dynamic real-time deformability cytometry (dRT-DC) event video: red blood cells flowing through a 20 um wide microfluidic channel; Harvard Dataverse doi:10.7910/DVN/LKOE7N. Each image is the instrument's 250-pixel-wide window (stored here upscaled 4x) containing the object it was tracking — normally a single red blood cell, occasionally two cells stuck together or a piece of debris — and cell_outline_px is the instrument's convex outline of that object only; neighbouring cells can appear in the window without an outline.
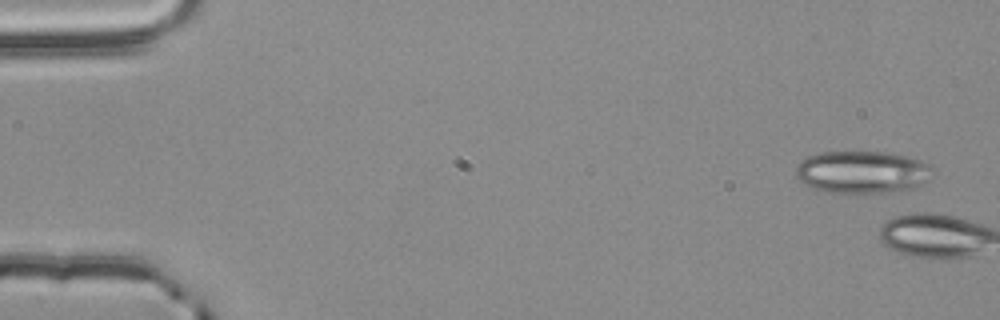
{"species": "common noctule bat (a hibernating species)", "species_latin": "Nyctalus noctula", "temperature_condition": "room temperature", "stored_images_in_passage": 3, "camera_frame_rate_fps": 3000, "um_per_image_px": 0.085, "animal": {"sex": "male", "body_mass_g": 20.4}, "frame": {"image": 1, "passage_image": 1, "time_ms": 0.0, "image_size_px": [1000, 320], "cell_outline_px": [[936, 172], [928, 180], [912, 188], [892, 192], [824, 192], [812, 188], [804, 184], [796, 176], [796, 168], [804, 156], [820, 152], [888, 152], [920, 160], [928, 164]], "centroid_in_image_um": [73.28, 14.62], "position_along_channel_um": 11.7, "area_um2": 33.87}}